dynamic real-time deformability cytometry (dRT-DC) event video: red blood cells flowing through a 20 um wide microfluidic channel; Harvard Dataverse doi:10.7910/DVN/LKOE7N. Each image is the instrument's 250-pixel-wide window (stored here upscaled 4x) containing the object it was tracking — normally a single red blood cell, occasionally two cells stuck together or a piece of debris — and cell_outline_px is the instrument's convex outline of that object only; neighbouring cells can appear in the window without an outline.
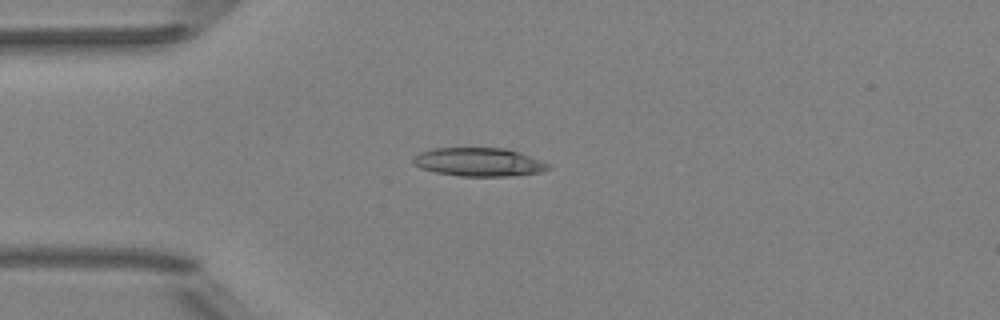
{"species": "Egyptian fruit bat (a non-hibernating species)", "species_latin": "Rousettus aegyptiacus", "temperature_condition": "room temperature", "stored_images_in_passage": 6, "camera_frame_rate_fps": 3000, "um_per_image_px": 0.085, "animal": {"sex": "female"}, "frame": {"image": 1, "passage_image": 4, "time_ms": 4.333, "image_size_px": [1000, 320], "cell_outline_px": [[552, 168], [540, 172], [512, 176], [460, 176], [436, 172], [420, 168], [412, 164], [412, 156], [420, 152], [432, 148], [504, 148], [520, 152], [552, 164]], "centroid_in_image_um": [40.71, 13.77], "position_along_channel_um": 44.3, "area_um2": 22.72}}
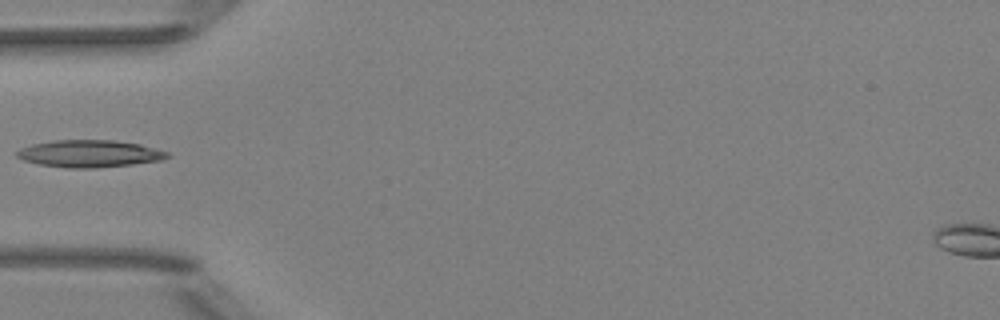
{"frame": {"image": 2, "passage_image": 5, "time_ms": 5.667, "image_size_px": [1000, 320], "cell_outline_px": [[172, 156], [160, 160], [132, 164], [96, 168], [64, 168], [40, 164], [24, 160], [16, 156], [16, 152], [20, 148], [32, 144], [52, 140], [116, 140], [140, 144], [168, 152]], "centroid_in_image_um": [7.6, 13.05], "position_along_channel_um": 77.4, "area_um2": 23.87}}
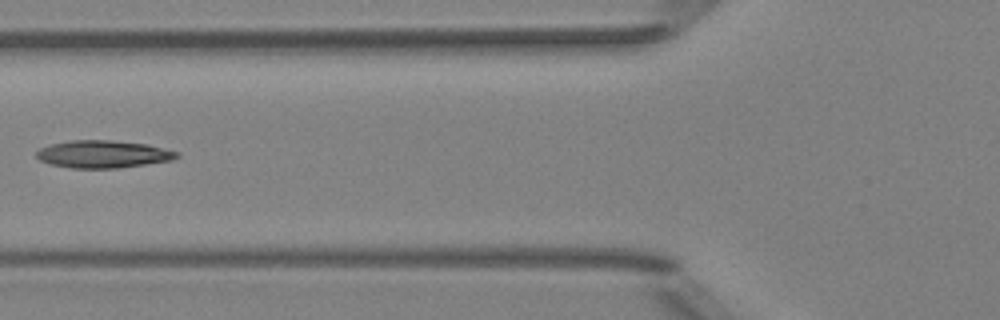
{"frame": {"image": 3, "passage_image": 6, "time_ms": 6.667, "image_size_px": [1000, 320], "cell_outline_px": [[180, 156], [172, 160], [116, 168], [72, 168], [52, 164], [40, 160], [36, 156], [36, 152], [40, 148], [48, 144], [72, 140], [112, 140], [148, 144], [180, 152]], "centroid_in_image_um": [8.77, 13.09], "position_along_channel_um": 117.0, "area_um2": 22.48}}